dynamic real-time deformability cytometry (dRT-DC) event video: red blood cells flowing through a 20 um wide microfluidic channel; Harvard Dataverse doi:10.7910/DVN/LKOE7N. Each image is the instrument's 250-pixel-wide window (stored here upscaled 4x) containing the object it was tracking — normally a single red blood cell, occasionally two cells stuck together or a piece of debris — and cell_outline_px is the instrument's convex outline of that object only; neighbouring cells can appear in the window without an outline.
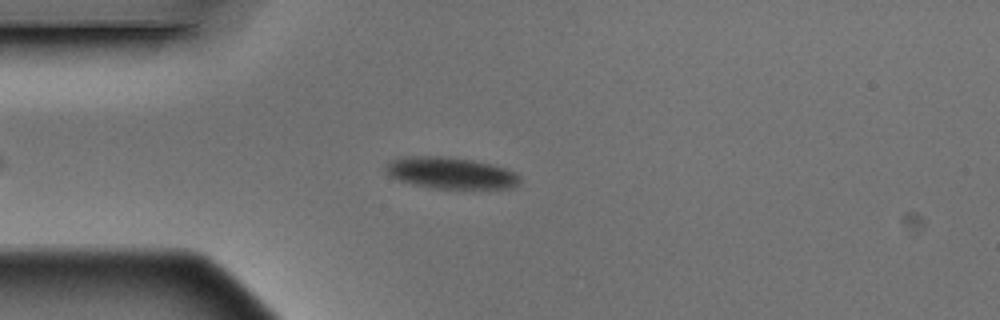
{"species": "Egyptian fruit bat (a non-hibernating species)", "species_latin": "Rousettus aegyptiacus", "temperature_condition": "warm", "stored_images_in_passage": 5, "camera_frame_rate_fps": 3000, "um_per_image_px": 0.085, "animal": {"sex": "male"}, "frame": {"image": 1, "passage_image": 3, "time_ms": 0.667, "image_size_px": [1000, 320], "cell_outline_px": [[520, 184], [516, 188], [432, 188], [412, 184], [396, 180], [388, 176], [384, 168], [384, 164], [392, 160], [404, 156], [448, 156], [472, 160], [504, 168], [520, 176]], "centroid_in_image_um": [38.25, 14.7], "position_along_channel_um": 46.8, "area_um2": 24.8}}
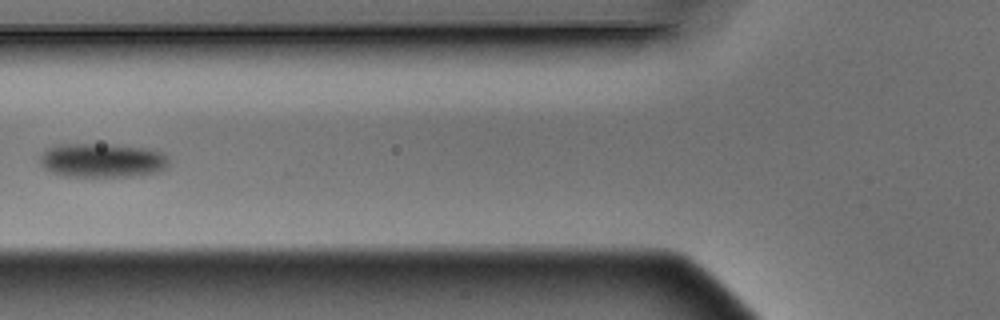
{"frame": {"image": 2, "passage_image": 5, "time_ms": 1.333, "image_size_px": [1000, 320], "cell_outline_px": [[168, 168], [156, 172], [132, 176], [60, 176], [44, 168], [40, 164], [40, 156], [48, 148], [56, 144], [112, 144], [152, 148], [164, 152], [168, 156]], "centroid_in_image_um": [8.73, 13.61], "position_along_channel_um": 117.1, "area_um2": 26.01}}